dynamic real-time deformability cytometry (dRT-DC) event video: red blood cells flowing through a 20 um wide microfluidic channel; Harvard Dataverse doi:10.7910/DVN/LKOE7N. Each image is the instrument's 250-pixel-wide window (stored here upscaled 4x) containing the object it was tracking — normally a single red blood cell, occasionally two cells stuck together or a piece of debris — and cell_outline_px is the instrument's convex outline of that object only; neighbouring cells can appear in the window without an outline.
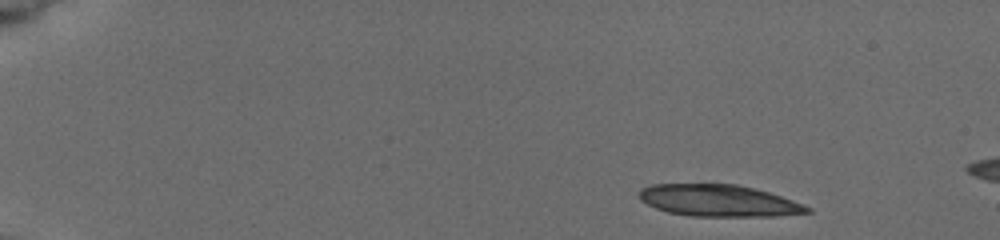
{"species": "common noctule bat (a hibernating species)", "species_latin": "Nyctalus noctula", "temperature_condition": "cold", "stored_images_in_passage": 4, "camera_frame_rate_fps": 3000, "um_per_image_px": 0.085, "animal": {"sex": "female", "body_mass_g": 19.5, "forearm_length_mm": 54.1}, "frame": {"image": 1, "passage_image": 1, "time_ms": 0.0, "image_size_px": [1000, 240], "cell_outline_px": [[812, 212], [776, 216], [688, 216], [668, 212], [656, 208], [640, 200], [640, 188], [652, 184], [736, 184], [768, 192], [804, 204], [812, 208]], "centroid_in_image_um": [61.09, 17.06], "position_along_channel_um": 23.9, "area_um2": 31.04}}